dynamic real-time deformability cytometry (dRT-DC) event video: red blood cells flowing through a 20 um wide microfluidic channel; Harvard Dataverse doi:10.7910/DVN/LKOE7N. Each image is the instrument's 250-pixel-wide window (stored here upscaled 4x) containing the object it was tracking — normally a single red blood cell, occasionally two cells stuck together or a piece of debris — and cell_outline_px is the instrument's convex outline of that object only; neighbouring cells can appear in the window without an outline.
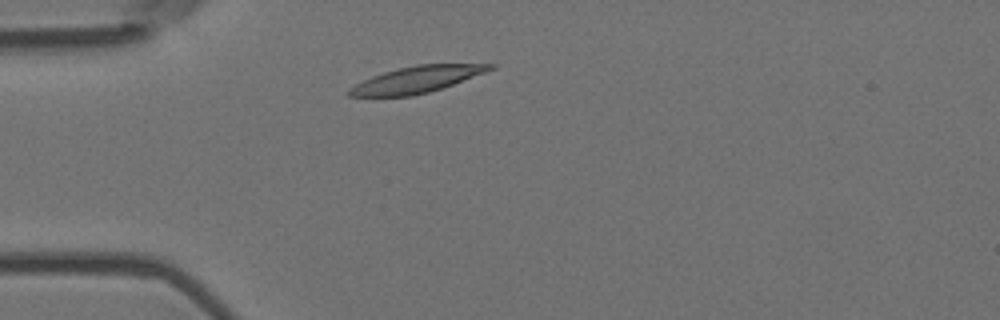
{"species": "Egyptian fruit bat (a non-hibernating species)", "species_latin": "Rousettus aegyptiacus", "temperature_condition": "room temperature", "stored_images_in_passage": 1, "camera_frame_rate_fps": 3000, "um_per_image_px": 0.085, "animal": {"sex": "female"}, "frame": {"image": 1, "passage_image": 1, "time_ms": 0.0, "image_size_px": [1000, 320], "cell_outline_px": [[496, 68], [452, 84], [428, 92], [412, 96], [348, 96], [344, 92], [348, 88], [372, 76], [384, 72], [416, 64], [496, 64]], "centroid_in_image_um": [35.38, 6.76], "position_along_channel_um": 49.6, "area_um2": 21.44}}